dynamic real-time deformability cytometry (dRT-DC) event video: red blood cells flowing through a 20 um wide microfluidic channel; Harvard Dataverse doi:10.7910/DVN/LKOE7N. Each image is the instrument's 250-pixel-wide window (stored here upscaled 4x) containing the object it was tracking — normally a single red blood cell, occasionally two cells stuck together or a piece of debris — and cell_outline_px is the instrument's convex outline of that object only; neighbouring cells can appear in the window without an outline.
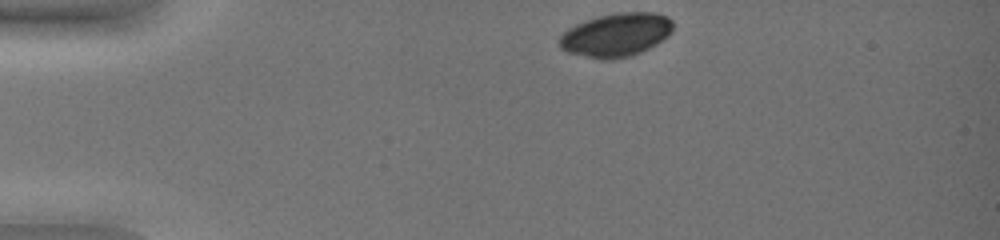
{"species": "common noctule bat (a hibernating species)", "species_latin": "Nyctalus noctula", "temperature_condition": "warm", "stored_images_in_passage": 36, "camera_frame_rate_fps": 3000, "um_per_image_px": 0.085, "animal": {"sex": "female", "body_mass_g": 19.0, "forearm_length_mm": 51.5}, "frame": {"image": 1, "passage_image": 1, "time_ms": 0.0, "image_size_px": [1000, 240], "cell_outline_px": [[672, 32], [668, 36], [656, 44], [632, 56], [612, 60], [600, 60], [568, 52], [560, 48], [560, 36], [568, 28], [576, 24], [600, 16], [620, 12], [652, 12], [668, 16], [672, 20]], "centroid_in_image_um": [52.39, 2.97], "position_along_channel_um": 32.6, "area_um2": 28.78}}
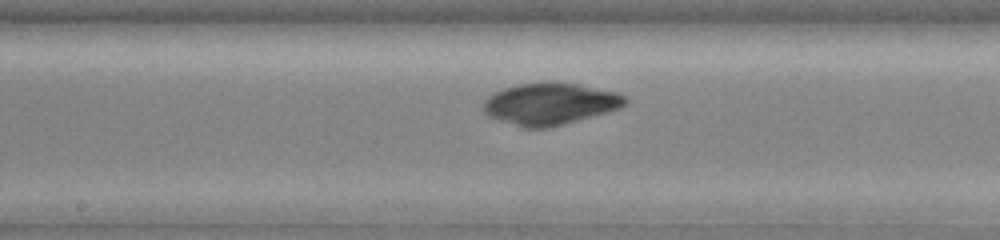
{"frame": {"image": 2, "passage_image": 20, "time_ms": 6.333, "image_size_px": [1000, 240], "cell_outline_px": [[628, 100], [620, 108], [548, 128], [524, 128], [496, 120], [488, 116], [484, 112], [484, 100], [492, 92], [516, 84], [544, 80], [552, 80], [580, 84], [616, 92], [628, 96]], "centroid_in_image_um": [46.71, 8.79], "position_along_channel_um": 201.5, "area_um2": 35.14}}
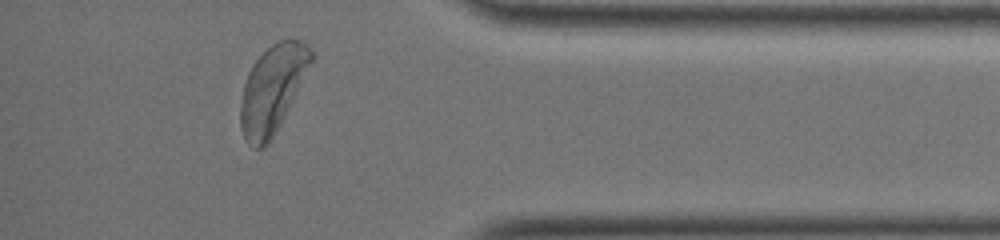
{"frame": {"image": 3, "passage_image": 36, "time_ms": 11.667, "image_size_px": [1000, 240], "cell_outline_px": [[316, 60], [268, 144], [264, 148], [252, 148], [248, 144], [240, 128], [240, 104], [244, 84], [248, 72], [252, 64], [272, 44], [280, 40], [300, 40], [308, 44], [316, 52]], "centroid_in_image_um": [23.21, 7.54], "position_along_channel_um": 412.0, "area_um2": 36.36}}